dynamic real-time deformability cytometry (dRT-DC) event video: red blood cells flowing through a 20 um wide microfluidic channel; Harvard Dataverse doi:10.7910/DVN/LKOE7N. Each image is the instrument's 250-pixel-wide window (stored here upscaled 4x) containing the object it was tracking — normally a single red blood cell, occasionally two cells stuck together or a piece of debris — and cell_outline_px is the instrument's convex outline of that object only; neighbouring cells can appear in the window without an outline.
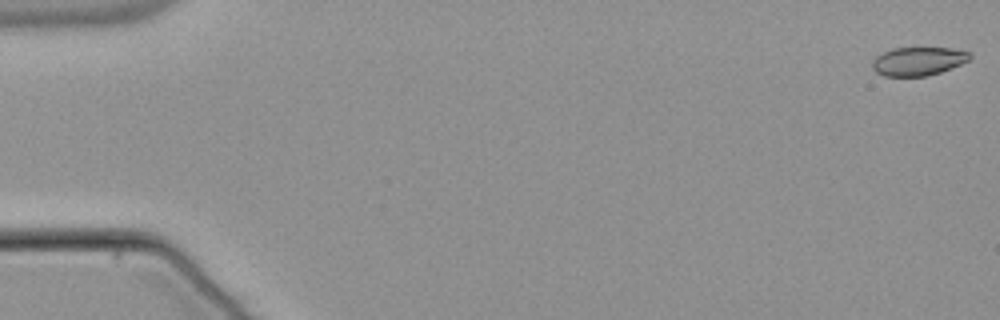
{"species": "common noctule bat (a hibernating species)", "species_latin": "Nyctalus noctula", "temperature_condition": "warm", "stored_images_in_passage": 54, "camera_frame_rate_fps": 3000, "um_per_image_px": 0.085, "animal": {"sex": "male", "body_mass_g": 21.5, "forearm_length_mm": 52.0}, "frame": {"image": 1, "passage_image": 1, "time_ms": 0.0, "image_size_px": [1000, 320], "cell_outline_px": [[972, 56], [968, 60], [960, 64], [940, 72], [928, 76], [884, 76], [876, 72], [872, 68], [872, 60], [876, 56], [892, 48], [952, 48], [968, 52]], "centroid_in_image_um": [78.01, 5.21], "position_along_channel_um": 7.0, "area_um2": 16.13}}
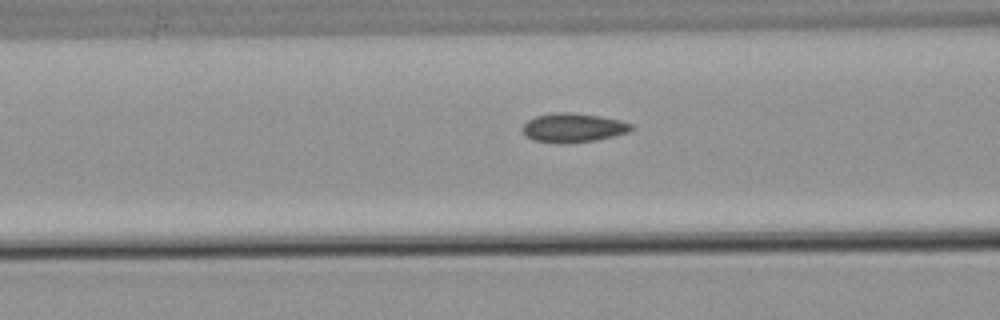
{"frame": {"image": 2, "passage_image": 22, "time_ms": 7.0, "image_size_px": [1000, 320], "cell_outline_px": [[636, 128], [628, 132], [596, 140], [532, 140], [524, 132], [524, 124], [528, 120], [536, 116], [552, 112], [572, 112], [600, 116], [620, 120], [632, 124]], "centroid_in_image_um": [48.79, 10.79], "position_along_channel_um": 117.8, "area_um2": 17.51}}
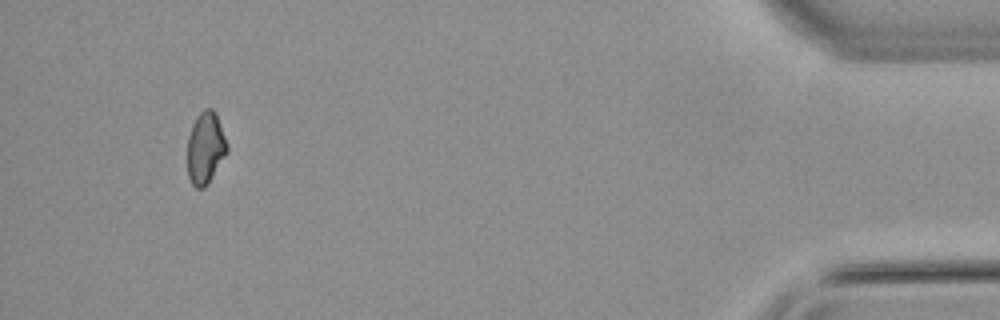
{"frame": {"image": 3, "passage_image": 51, "time_ms": 16.667, "image_size_px": [1000, 320], "cell_outline_px": [[228, 152], [208, 184], [204, 188], [196, 188], [192, 184], [188, 176], [188, 136], [192, 124], [196, 116], [204, 108], [212, 108], [216, 112], [228, 144]], "centroid_in_image_um": [17.48, 12.56], "position_along_channel_um": 417.7, "area_um2": 16.88}, "authors_computed_cell_mechanics": {"area_um2": 17.5134, "velocity_mm_per_s": 3.8458, "shape_relaxation_time_tau1_ms": null, "shape_relaxation_time_tau2_ms": 3.0525, "deformation_change_tau1": null, "deformation_change_tau2": 0.0608}}